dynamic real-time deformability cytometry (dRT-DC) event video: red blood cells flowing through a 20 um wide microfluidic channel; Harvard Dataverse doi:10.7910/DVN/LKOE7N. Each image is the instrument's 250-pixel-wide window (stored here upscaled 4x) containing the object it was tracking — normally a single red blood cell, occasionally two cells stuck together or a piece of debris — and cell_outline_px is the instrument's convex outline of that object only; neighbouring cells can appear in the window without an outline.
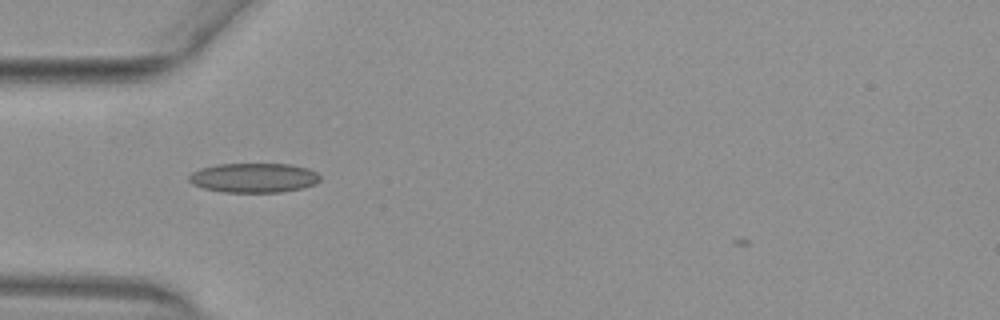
{"species": "common noctule bat (a hibernating species)", "species_latin": "Nyctalus noctula", "temperature_condition": "warm", "stored_images_in_passage": 36, "camera_frame_rate_fps": 3000, "um_per_image_px": 0.085, "animal": {"sex": "female", "body_mass_g": 29.2, "forearm_length_mm": 56.3}, "frame": {"image": 1, "passage_image": 2, "time_ms": 0.333, "image_size_px": [1000, 320], "cell_outline_px": [[320, 180], [316, 184], [304, 188], [280, 192], [224, 192], [204, 188], [192, 184], [188, 180], [188, 176], [192, 172], [200, 168], [216, 164], [292, 164], [308, 168], [316, 172], [320, 176]], "centroid_in_image_um": [21.58, 15.11], "position_along_channel_um": 63.4, "area_um2": 22.72}}
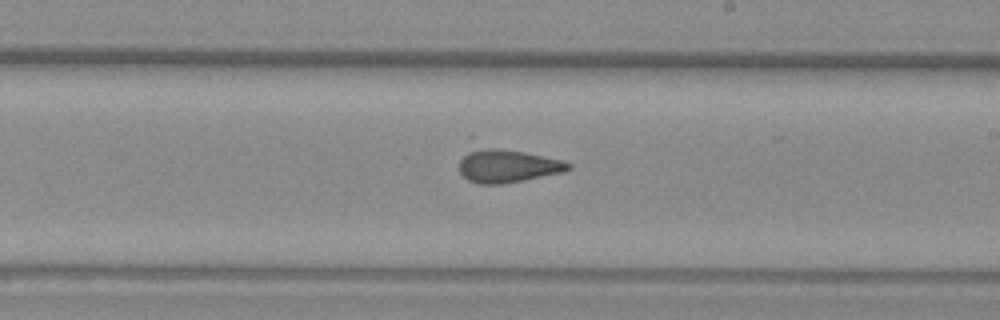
{"frame": {"image": 2, "passage_image": 16, "time_ms": 5.0, "image_size_px": [1000, 320], "cell_outline_px": [[572, 168], [564, 172], [504, 184], [480, 184], [468, 180], [460, 172], [460, 160], [468, 152], [476, 148], [496, 148], [524, 152], [564, 160], [572, 164]], "centroid_in_image_um": [43.18, 14.11], "position_along_channel_um": 245.8, "area_um2": 20.98}}
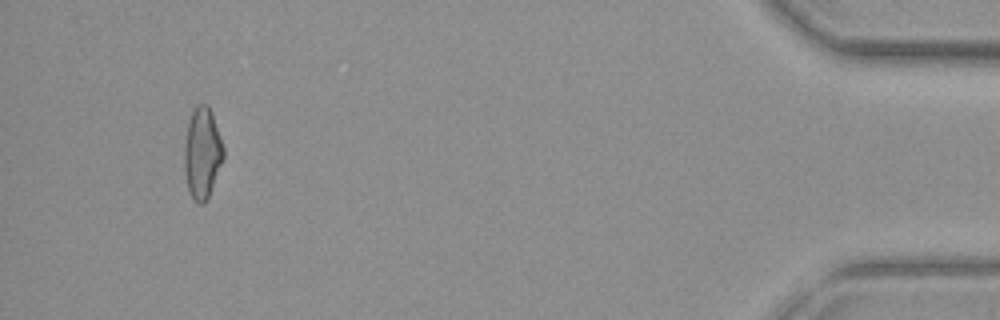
{"frame": {"image": 3, "passage_image": 35, "time_ms": 11.333, "image_size_px": [1000, 320], "cell_outline_px": [[224, 160], [208, 196], [204, 204], [196, 204], [188, 192], [184, 172], [184, 144], [188, 120], [196, 104], [208, 104], [212, 112], [224, 148]], "centroid_in_image_um": [17.18, 13.02], "position_along_channel_um": 418.0, "area_um2": 21.15}}